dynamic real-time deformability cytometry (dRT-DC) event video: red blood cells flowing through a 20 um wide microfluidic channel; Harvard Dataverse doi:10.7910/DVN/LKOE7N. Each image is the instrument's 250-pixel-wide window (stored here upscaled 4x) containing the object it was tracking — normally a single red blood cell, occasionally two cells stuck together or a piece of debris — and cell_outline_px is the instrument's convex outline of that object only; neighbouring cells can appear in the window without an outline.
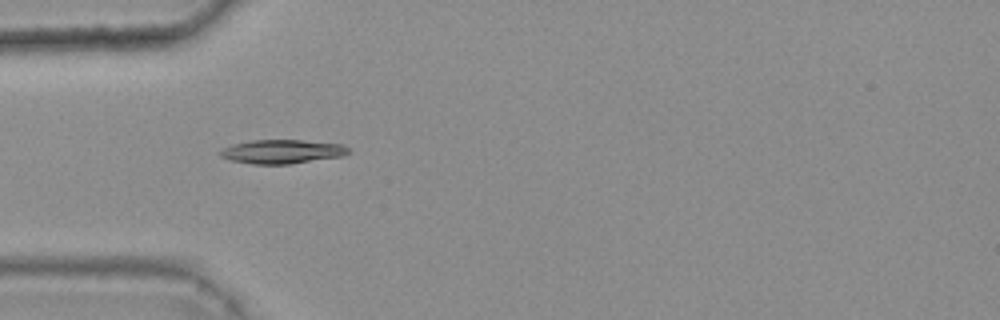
{"species": "common noctule bat (a hibernating species)", "species_latin": "Nyctalus noctula", "temperature_condition": "warm", "stored_images_in_passage": 34, "camera_frame_rate_fps": 3000, "um_per_image_px": 0.085, "animal": {"sex": "female", "body_mass_g": 25.1}, "frame": {"image": 1, "passage_image": 6, "time_ms": 1.667, "image_size_px": [1000, 320], "cell_outline_px": [[352, 152], [344, 156], [288, 164], [252, 164], [232, 160], [220, 156], [220, 152], [224, 148], [232, 144], [252, 140], [300, 140], [344, 144]], "centroid_in_image_um": [24.03, 12.88], "position_along_channel_um": 61.0, "area_um2": 17.86}}
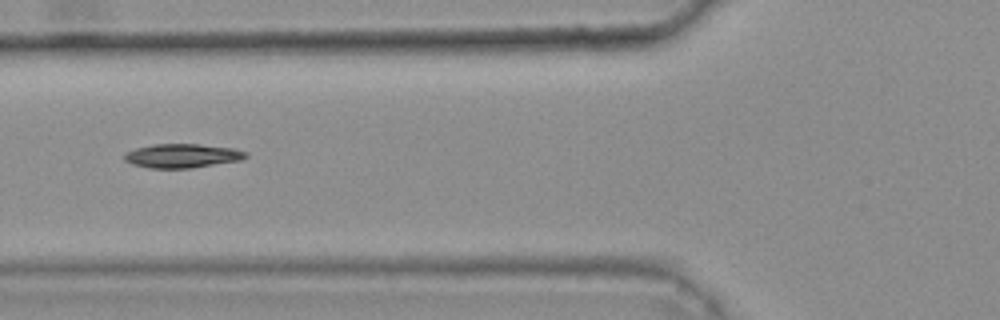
{"frame": {"image": 2, "passage_image": 10, "time_ms": 3.0, "image_size_px": [1000, 320], "cell_outline_px": [[248, 156], [240, 160], [192, 168], [148, 168], [132, 164], [124, 160], [124, 152], [136, 148], [152, 144], [200, 144], [236, 148], [248, 152]], "centroid_in_image_um": [15.49, 13.23], "position_along_channel_um": 110.3, "area_um2": 17.17}, "authors_computed_cell_mechanics": {"area_um2": 16.4152, "velocity_mm_per_s": 3.8303, "shape_relaxation_time_tau1_ms": 10.8138, "shape_relaxation_time_tau2_ms": null, "deformation_change_tau1": 0.2122, "deformation_change_tau2": null}}